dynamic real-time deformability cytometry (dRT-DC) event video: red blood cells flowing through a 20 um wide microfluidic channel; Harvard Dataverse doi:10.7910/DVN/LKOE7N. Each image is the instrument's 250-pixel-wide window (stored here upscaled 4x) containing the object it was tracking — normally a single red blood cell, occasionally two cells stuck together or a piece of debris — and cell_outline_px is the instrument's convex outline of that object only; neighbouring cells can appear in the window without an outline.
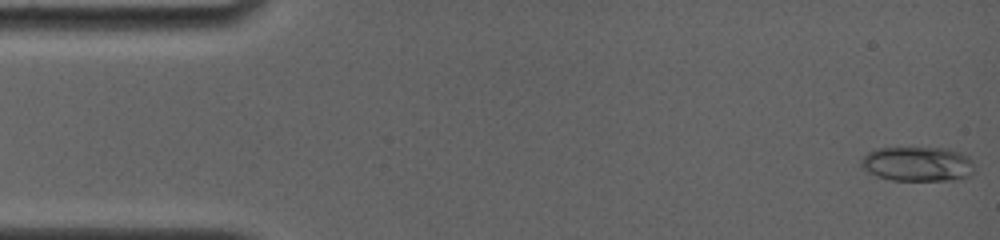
{"species": "common noctule bat (a hibernating species)", "species_latin": "Nyctalus noctula", "temperature_condition": "room temperature", "stored_images_in_passage": 46, "camera_frame_rate_fps": 4000, "um_per_image_px": 0.085, "animal": {"sex": "female", "body_mass_g": 19.0, "forearm_length_mm": 56.7}, "frame": {"image": 1, "passage_image": 1, "time_ms": 0.0, "image_size_px": [1000, 240], "cell_outline_px": [[976, 172], [972, 176], [960, 180], [892, 180], [876, 176], [868, 172], [860, 164], [864, 156], [868, 152], [880, 148], [924, 148], [952, 152], [960, 156]], "centroid_in_image_um": [77.88, 13.99], "position_along_channel_um": 7.1, "area_um2": 21.91}}
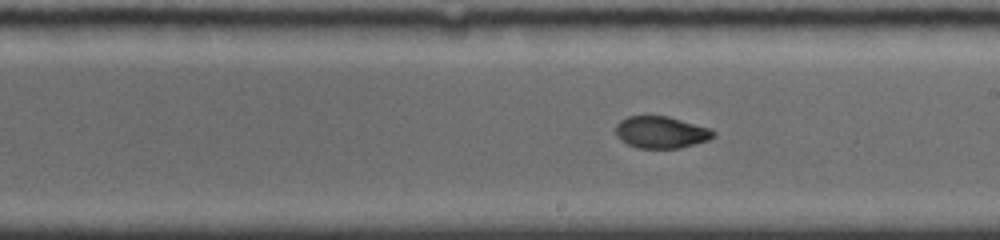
{"frame": {"image": 2, "passage_image": 33, "time_ms": 9.0, "image_size_px": [1000, 240], "cell_outline_px": [[716, 136], [708, 140], [680, 148], [636, 148], [620, 140], [616, 136], [616, 124], [620, 120], [628, 116], [648, 112], [668, 116], [712, 128], [716, 132]], "centroid_in_image_um": [56.18, 11.19], "position_along_channel_um": 232.8, "area_um2": 18.96}}
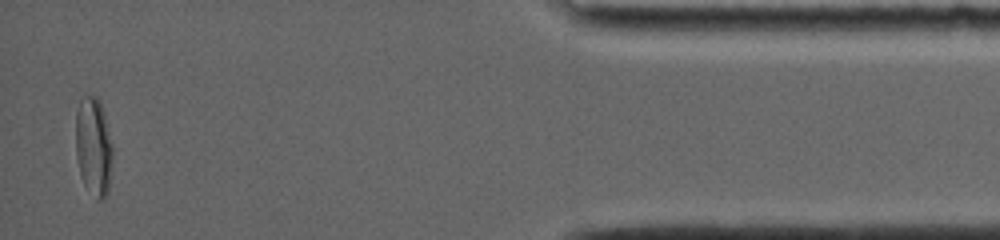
{"frame": {"image": 3, "passage_image": 46, "time_ms": 15.5, "image_size_px": [1000, 240], "cell_outline_px": [[112, 164], [108, 192], [104, 200], [96, 200], [84, 184], [80, 176], [76, 156], [76, 112], [80, 100], [84, 96], [96, 96], [100, 100], [104, 112], [112, 144]], "centroid_in_image_um": [7.95, 12.48], "position_along_channel_um": 427.2, "area_um2": 21.5}, "authors_computed_cell_mechanics": {"area_um2": 19.2763, "velocity_mm_per_s": 3.8764, "shape_relaxation_time_tau1_ms": null, "shape_relaxation_time_tau2_ms": 1.0475, "deformation_change_tau1": null, "deformation_change_tau2": 0.0374}}